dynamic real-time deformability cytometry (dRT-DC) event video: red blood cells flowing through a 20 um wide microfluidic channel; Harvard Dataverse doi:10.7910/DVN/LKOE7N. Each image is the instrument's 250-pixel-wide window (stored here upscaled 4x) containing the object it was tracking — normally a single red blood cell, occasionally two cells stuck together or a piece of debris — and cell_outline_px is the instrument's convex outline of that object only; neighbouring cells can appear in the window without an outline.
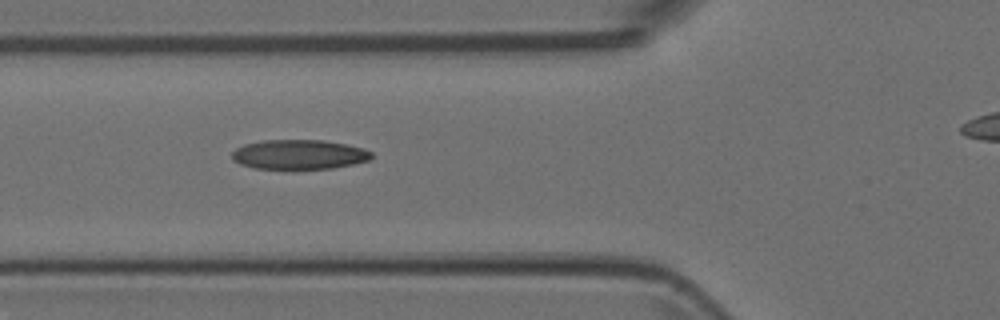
{"species": "Egyptian fruit bat (a non-hibernating species)", "species_latin": "Rousettus aegyptiacus", "temperature_condition": "room temperature", "stored_images_in_passage": 8, "segment_of_instrument_passage": [1, 2], "camera_frame_rate_fps": 3000, "um_per_image_px": 0.085, "animal": {"sex": "female"}, "frame": {"image": 1, "passage_image": 6, "time_ms": 1.667, "image_size_px": [1000, 320], "cell_outline_px": [[372, 156], [368, 160], [352, 164], [332, 168], [296, 172], [256, 168], [240, 164], [232, 160], [232, 152], [236, 148], [244, 144], [264, 140], [324, 140], [364, 148], [372, 152]], "centroid_in_image_um": [25.39, 13.17], "position_along_channel_um": 100.4, "area_um2": 24.91}}
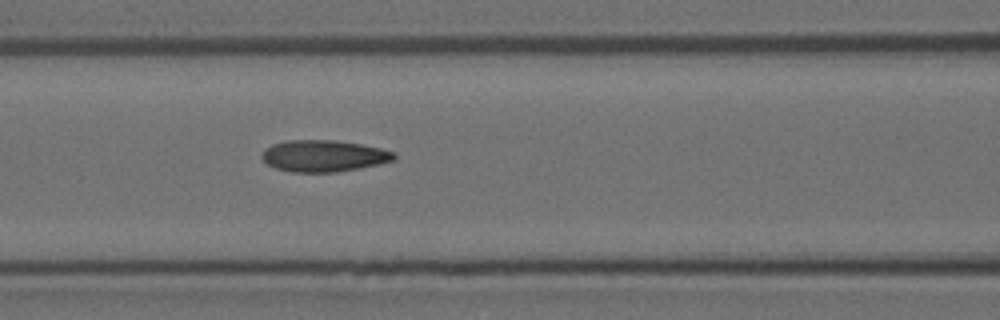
{"frame": {"image": 2, "passage_image": 7, "time_ms": 2.0, "image_size_px": [1000, 320], "cell_outline_px": [[396, 156], [392, 160], [376, 164], [336, 172], [292, 172], [276, 168], [268, 164], [260, 156], [264, 148], [272, 144], [288, 140], [336, 140], [360, 144], [380, 148], [396, 152]], "centroid_in_image_um": [27.47, 13.24], "position_along_channel_um": 139.1, "area_um2": 24.16}}